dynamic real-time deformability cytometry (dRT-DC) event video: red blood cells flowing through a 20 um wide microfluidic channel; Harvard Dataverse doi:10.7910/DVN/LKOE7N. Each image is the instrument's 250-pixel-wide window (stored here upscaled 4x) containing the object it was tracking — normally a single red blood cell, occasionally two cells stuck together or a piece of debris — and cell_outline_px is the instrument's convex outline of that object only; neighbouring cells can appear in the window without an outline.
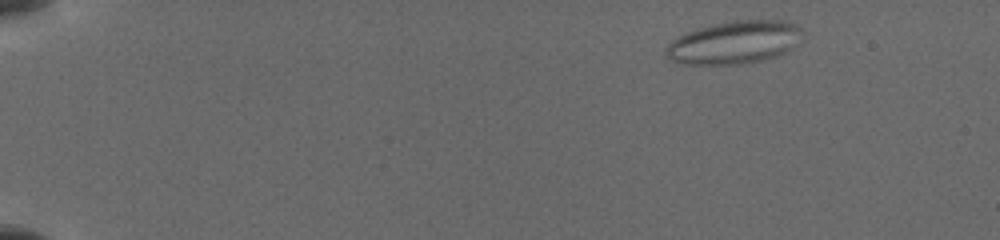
{"species": "common noctule bat (a hibernating species)", "species_latin": "Nyctalus noctula", "temperature_condition": "cold", "stored_images_in_passage": 6, "camera_frame_rate_fps": 3000, "um_per_image_px": 0.085, "animal": {"sex": "female", "body_mass_g": 19.5, "forearm_length_mm": 54.1}, "frame": {"image": 1, "passage_image": 2, "time_ms": 1.0, "image_size_px": [1000, 240], "cell_outline_px": [[800, 32], [792, 48], [776, 56], [744, 64], [680, 64], [672, 60], [664, 52], [664, 48], [672, 40], [688, 32], [700, 28], [736, 20], [784, 20], [796, 24], [800, 28]], "centroid_in_image_um": [62.38, 3.61], "position_along_channel_um": 22.6, "area_um2": 33.47}}
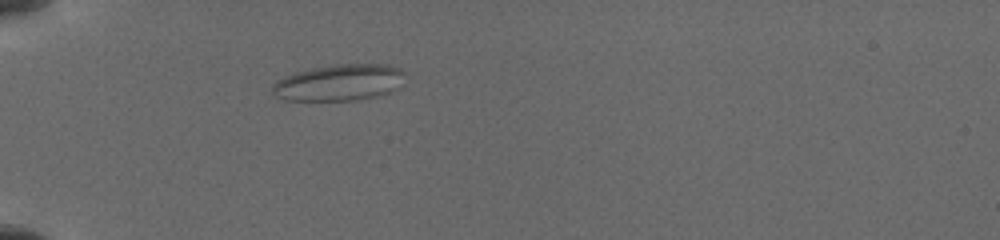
{"frame": {"image": 2, "passage_image": 6, "time_ms": 4.667, "image_size_px": [1000, 240], "cell_outline_px": [[404, 72], [396, 88], [392, 92], [352, 100], [284, 100], [276, 96], [272, 92], [272, 84], [276, 80], [296, 72], [312, 68], [336, 64], [388, 64], [400, 68]], "centroid_in_image_um": [28.78, 7.01], "position_along_channel_um": 56.2, "area_um2": 27.8}}